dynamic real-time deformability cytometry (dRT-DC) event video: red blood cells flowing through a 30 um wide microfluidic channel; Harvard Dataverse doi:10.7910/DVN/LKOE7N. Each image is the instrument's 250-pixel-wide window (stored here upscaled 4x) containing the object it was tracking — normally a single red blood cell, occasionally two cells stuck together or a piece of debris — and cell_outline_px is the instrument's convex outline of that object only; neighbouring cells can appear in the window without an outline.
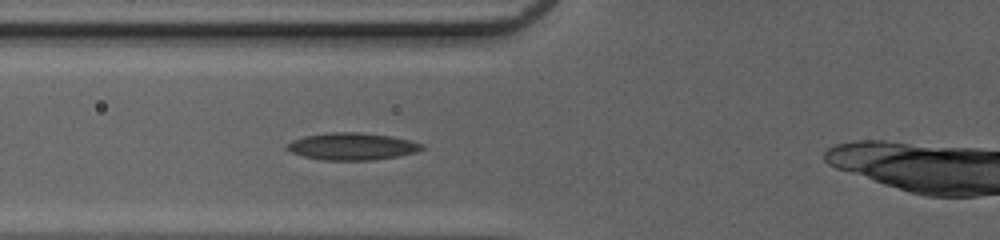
{"species": "common noctule bat (a hibernating species)", "species_latin": "Nyctalus noctula", "temperature_condition": "cold", "stored_images_in_passage": 31, "camera_frame_rate_fps": 3000, "um_per_image_px": 0.085, "animal": {"sex": "female", "body_mass_g": 20.0, "forearm_length_mm": 54.0}, "frame": {"image": 1, "passage_image": 6, "time_ms": 1.667, "image_size_px": [1000, 240], "cell_outline_px": [[424, 148], [416, 152], [396, 156], [372, 160], [320, 160], [304, 156], [292, 152], [284, 148], [284, 144], [292, 140], [304, 136], [324, 132], [360, 132], [392, 136], [424, 144]], "centroid_in_image_um": [29.87, 12.43], "position_along_channel_um": 95.9, "area_um2": 21.5}}
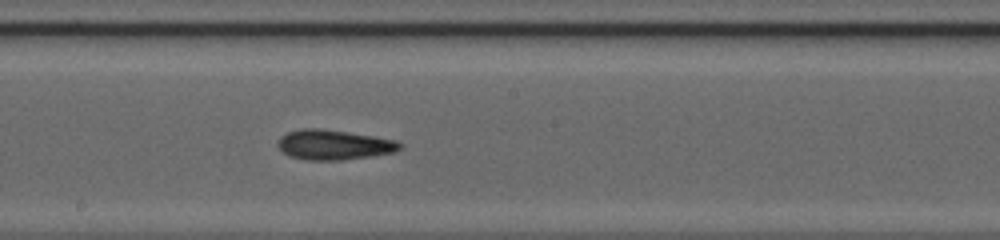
{"frame": {"image": 2, "passage_image": 15, "time_ms": 4.667, "image_size_px": [1000, 240], "cell_outline_px": [[404, 148], [396, 152], [372, 156], [340, 160], [308, 160], [288, 156], [276, 144], [280, 136], [288, 132], [300, 128], [320, 128], [372, 136], [396, 140], [404, 144]], "centroid_in_image_um": [28.4, 12.31], "position_along_channel_um": 219.8, "area_um2": 21.44}}
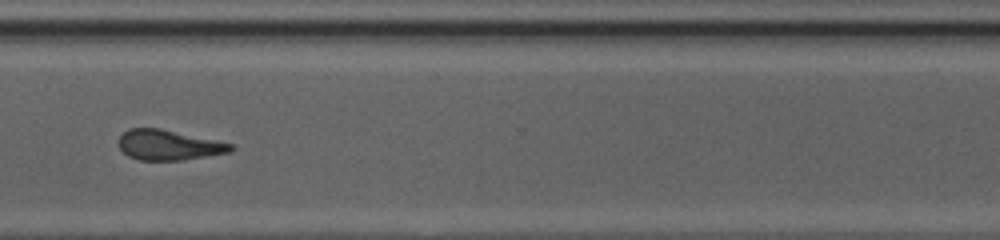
{"frame": {"image": 3, "passage_image": 25, "time_ms": 8.0, "image_size_px": [1000, 240], "cell_outline_px": [[236, 148], [232, 152], [184, 160], [140, 160], [128, 156], [116, 144], [120, 136], [128, 128], [160, 128], [236, 144]], "centroid_in_image_um": [14.38, 12.33], "position_along_channel_um": 356.2, "area_um2": 20.06}}